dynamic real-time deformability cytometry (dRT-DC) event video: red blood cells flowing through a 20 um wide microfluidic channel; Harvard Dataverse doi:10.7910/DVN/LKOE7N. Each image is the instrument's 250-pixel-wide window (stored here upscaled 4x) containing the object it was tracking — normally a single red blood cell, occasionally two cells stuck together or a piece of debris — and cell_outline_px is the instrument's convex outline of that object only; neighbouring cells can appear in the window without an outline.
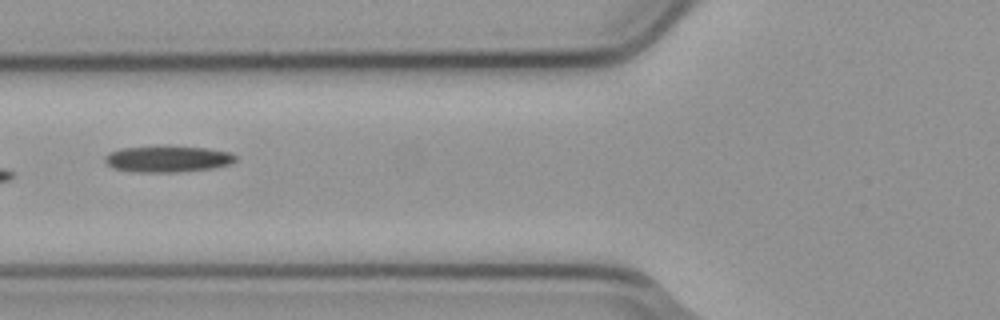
{"species": "common noctule bat (a hibernating species)", "species_latin": "Nyctalus noctula", "temperature_condition": "cold", "stored_images_in_passage": 6, "camera_frame_rate_fps": 3000, "um_per_image_px": 0.085, "animal": {"sex": "male", "body_mass_g": 23.1, "forearm_length_mm": 52.7}, "frame": {"image": 1, "passage_image": 6, "time_ms": 1.667, "image_size_px": [1000, 320], "cell_outline_px": [[236, 160], [232, 164], [216, 168], [176, 172], [140, 172], [112, 168], [104, 160], [104, 156], [120, 148], [204, 148], [228, 152], [236, 156]], "centroid_in_image_um": [14.28, 13.55], "position_along_channel_um": 111.5, "area_um2": 19.31}}